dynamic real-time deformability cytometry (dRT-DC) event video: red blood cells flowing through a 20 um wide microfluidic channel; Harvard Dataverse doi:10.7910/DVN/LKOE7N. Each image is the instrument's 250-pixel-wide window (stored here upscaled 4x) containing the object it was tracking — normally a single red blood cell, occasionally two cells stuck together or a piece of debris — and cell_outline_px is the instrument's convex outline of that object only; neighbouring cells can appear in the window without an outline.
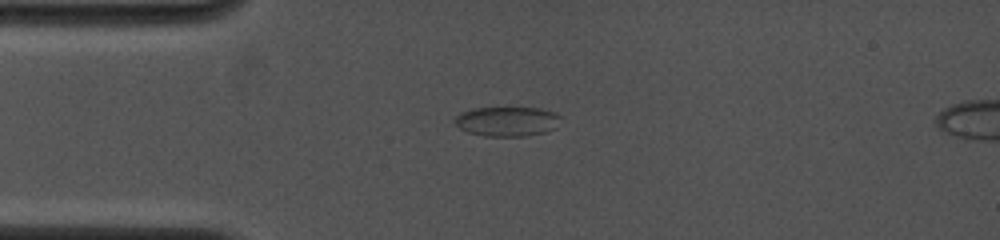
{"species": "common noctule bat (a hibernating species)", "species_latin": "Nyctalus noctula", "temperature_condition": "cold", "stored_images_in_passage": 23, "camera_frame_rate_fps": 4000, "um_per_image_px": 0.085, "animal": {"sex": "female", "body_mass_g": 19.0, "forearm_length_mm": 53.3}, "frame": {"image": 1, "passage_image": 1, "time_ms": 0.0, "image_size_px": [1000, 240], "cell_outline_px": [[560, 116], [556, 128], [544, 132], [524, 136], [484, 136], [468, 132], [460, 128], [452, 120], [460, 112], [472, 108], [540, 108], [556, 112]], "centroid_in_image_um": [43.08, 10.31], "position_along_channel_um": 41.9, "area_um2": 18.32}}
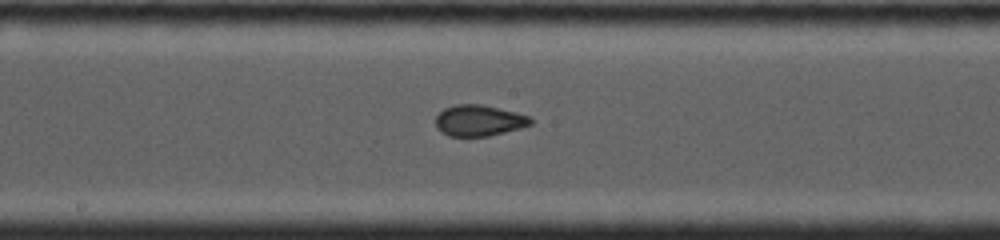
{"frame": {"image": 2, "passage_image": 10, "time_ms": 4.5, "image_size_px": [1000, 240], "cell_outline_px": [[532, 124], [520, 128], [488, 136], [448, 136], [440, 132], [436, 128], [436, 116], [444, 108], [452, 104], [480, 104], [516, 112], [528, 116], [532, 120]], "centroid_in_image_um": [40.67, 10.24], "position_along_channel_um": 207.5, "area_um2": 17.22}}
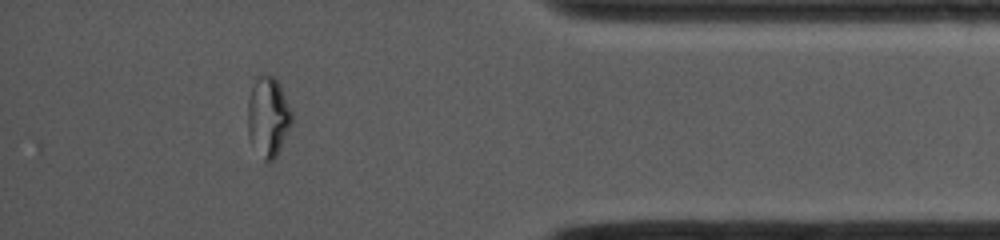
{"frame": {"image": 3, "passage_image": 20, "time_ms": 10.0, "image_size_px": [1000, 240], "cell_outline_px": [[292, 124], [276, 156], [272, 160], [264, 160], [248, 136], [248, 100], [256, 76], [272, 76], [280, 84], [292, 112]], "centroid_in_image_um": [22.8, 9.9], "position_along_channel_um": 412.4, "area_um2": 20.11}, "authors_computed_cell_mechanics": {"area_um2": 17.3978, "velocity_mm_per_s": 4.076, "shape_relaxation_time_tau1_ms": null, "shape_relaxation_time_tau2_ms": 0.6796, "deformation_change_tau1": null, "deformation_change_tau2": 0.0509}}